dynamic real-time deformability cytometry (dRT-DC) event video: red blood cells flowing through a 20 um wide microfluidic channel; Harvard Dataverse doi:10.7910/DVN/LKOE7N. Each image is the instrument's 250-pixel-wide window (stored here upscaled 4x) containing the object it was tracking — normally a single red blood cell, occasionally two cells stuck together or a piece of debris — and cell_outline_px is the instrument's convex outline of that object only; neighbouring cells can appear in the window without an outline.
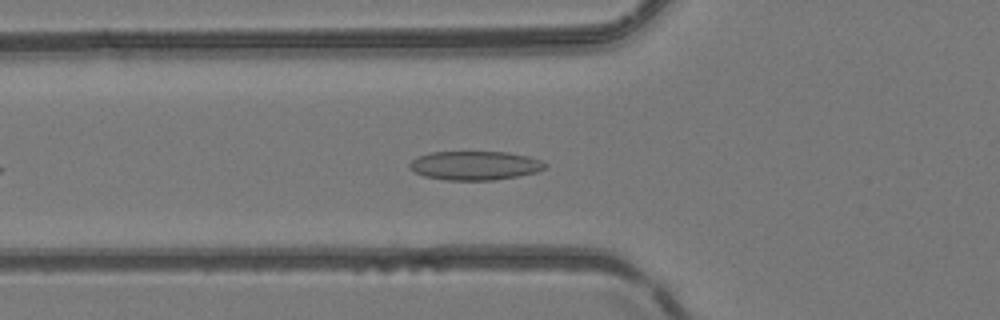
{"species": "common noctule bat (a hibernating species)", "species_latin": "Nyctalus noctula", "temperature_condition": "room temperature", "stored_images_in_passage": 34, "camera_frame_rate_fps": 3000, "um_per_image_px": 0.085, "animal": {"sex": "female", "body_mass_g": 24.6, "forearm_length_mm": 56.2}, "frame": {"image": 1, "passage_image": 7, "time_ms": 2.0, "image_size_px": [1000, 320], "cell_outline_px": [[548, 164], [544, 168], [536, 172], [516, 176], [492, 180], [444, 180], [424, 176], [408, 168], [408, 164], [416, 156], [428, 152], [508, 152], [528, 156], [540, 160]], "centroid_in_image_um": [40.32, 14.06], "position_along_channel_um": 85.5, "area_um2": 22.89}}
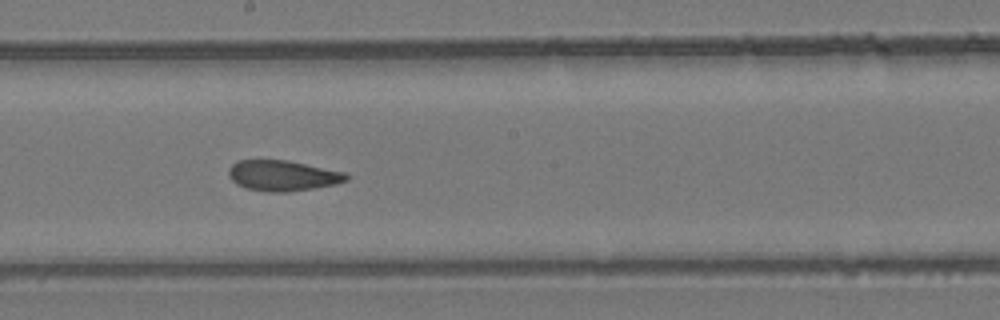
{"frame": {"image": 2, "passage_image": 17, "time_ms": 5.333, "image_size_px": [1000, 320], "cell_outline_px": [[348, 180], [336, 184], [288, 192], [268, 192], [244, 188], [236, 184], [228, 176], [228, 168], [236, 160], [288, 160], [348, 172]], "centroid_in_image_um": [24.02, 14.92], "position_along_channel_um": 224.2, "area_um2": 21.27}}
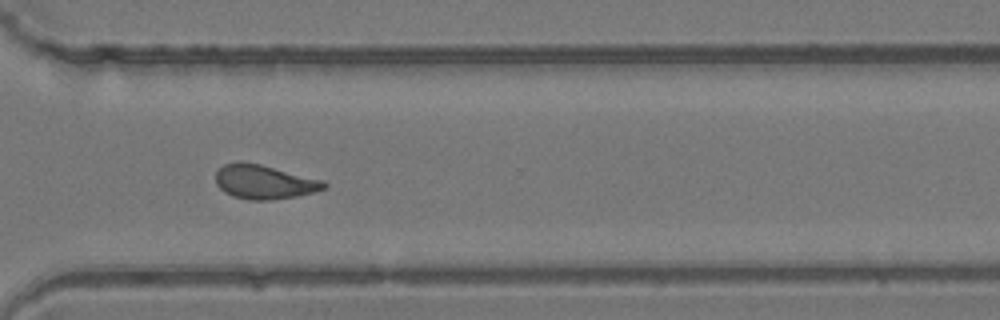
{"frame": {"image": 3, "passage_image": 26, "time_ms": 8.333, "image_size_px": [1000, 320], "cell_outline_px": [[328, 188], [296, 196], [272, 200], [248, 200], [232, 196], [224, 192], [216, 184], [216, 172], [224, 164], [240, 160], [260, 164], [324, 180], [328, 184]], "centroid_in_image_um": [22.46, 15.46], "position_along_channel_um": 348.1, "area_um2": 21.73}, "authors_computed_cell_mechanics": {"area_um2": 21.7328, "velocity_mm_per_s": 4.1346, "shape_relaxation_time_tau1_ms": null, "shape_relaxation_time_tau2_ms": 1.5535, "deformation_change_tau1": null, "deformation_change_tau2": 0.0781}}